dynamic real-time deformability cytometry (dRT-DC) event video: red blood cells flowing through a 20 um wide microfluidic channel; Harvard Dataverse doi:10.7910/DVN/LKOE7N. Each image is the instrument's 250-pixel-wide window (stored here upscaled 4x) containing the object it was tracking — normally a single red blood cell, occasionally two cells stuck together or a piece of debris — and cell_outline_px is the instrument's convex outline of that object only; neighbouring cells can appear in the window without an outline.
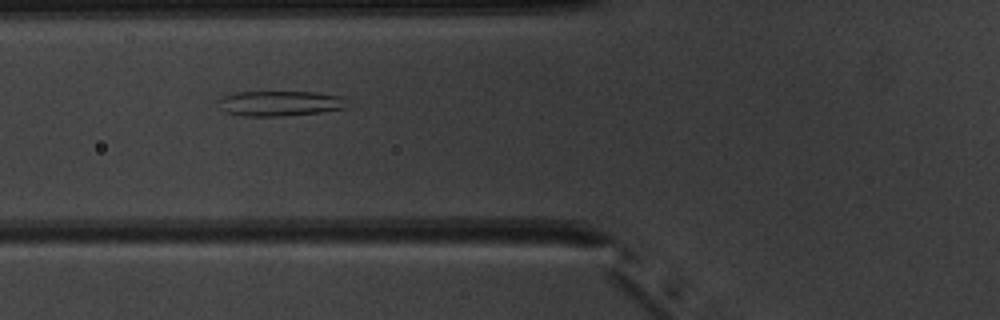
{"species": "common noctule bat (a hibernating species)", "species_latin": "Nyctalus noctula", "temperature_condition": "warm", "stored_images_in_passage": 42, "camera_frame_rate_fps": 3000, "um_per_image_px": 0.085, "animal": {"sex": "male", "body_mass_g": 20.1, "forearm_length_mm": 53.5}, "frame": {"image": 1, "passage_image": 11, "time_ms": 3.333, "image_size_px": [1000, 320], "cell_outline_px": [[348, 108], [320, 112], [284, 116], [244, 116], [224, 112], [220, 108], [216, 100], [224, 96], [236, 92], [316, 92], [344, 96]], "centroid_in_image_um": [23.79, 8.79], "position_along_channel_um": 102.0, "area_um2": 19.13}}
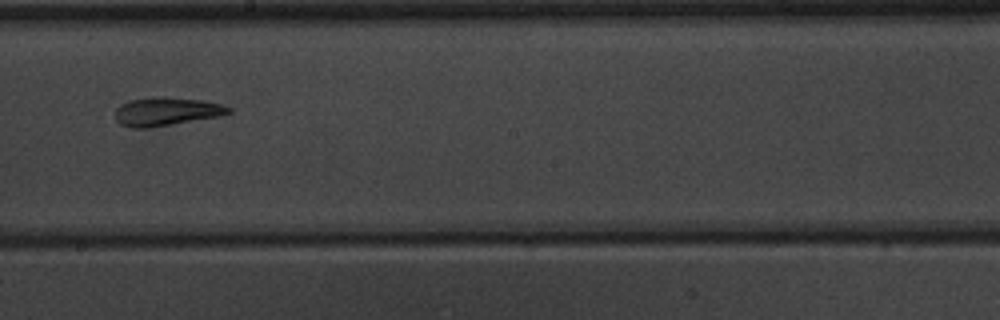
{"frame": {"image": 2, "passage_image": 21, "time_ms": 6.667, "image_size_px": [1000, 320], "cell_outline_px": [[232, 112], [220, 116], [144, 128], [132, 128], [120, 124], [116, 120], [116, 108], [120, 104], [128, 100], [152, 96], [164, 96], [200, 100], [220, 104], [232, 108]], "centroid_in_image_um": [14.1, 9.46], "position_along_channel_um": 234.1, "area_um2": 18.73}}
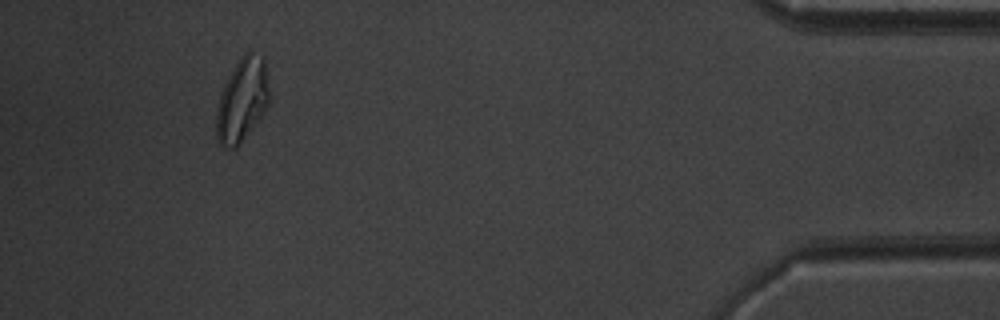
{"frame": {"image": 3, "passage_image": 39, "time_ms": 12.667, "image_size_px": [1000, 320], "cell_outline_px": [[272, 100], [268, 108], [260, 120], [240, 144], [236, 148], [224, 148], [216, 140], [216, 112], [220, 96], [224, 84], [228, 76], [240, 56], [244, 52], [248, 52], [264, 56], [272, 92]], "centroid_in_image_um": [20.65, 8.51], "position_along_channel_um": 414.6, "area_um2": 26.82}, "authors_computed_cell_mechanics": {"area_um2": 19.8543, "velocity_mm_per_s": 3.9536, "shape_relaxation_time_tau1_ms": null, "shape_relaxation_time_tau2_ms": 2.1152, "deformation_change_tau1": null, "deformation_change_tau2": 0.0939}}